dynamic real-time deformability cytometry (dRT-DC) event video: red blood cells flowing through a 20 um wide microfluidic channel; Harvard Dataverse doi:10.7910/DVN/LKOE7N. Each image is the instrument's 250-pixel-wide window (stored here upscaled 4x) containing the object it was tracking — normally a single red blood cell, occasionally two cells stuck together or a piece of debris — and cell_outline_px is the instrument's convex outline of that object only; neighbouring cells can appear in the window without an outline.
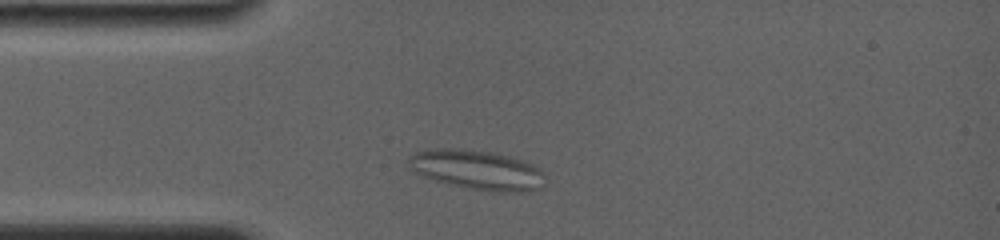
{"species": "common noctule bat (a hibernating species)", "species_latin": "Nyctalus noctula", "temperature_condition": "room temperature", "stored_images_in_passage": 40, "segment_of_instrument_passage": [1, 2], "camera_frame_rate_fps": 4000, "um_per_image_px": 0.085, "animal": {"sex": "female", "body_mass_g": 19.0, "forearm_length_mm": 56.7}, "frame": {"image": 1, "passage_image": 1, "time_ms": 0.0, "image_size_px": [1000, 240], "cell_outline_px": [[544, 176], [540, 188], [528, 192], [500, 192], [472, 188], [436, 180], [416, 172], [408, 168], [408, 156], [416, 152], [436, 148], [460, 148], [488, 152], [512, 156], [540, 168], [544, 172]], "centroid_in_image_um": [40.57, 14.42], "position_along_channel_um": 44.4, "area_um2": 31.15}}
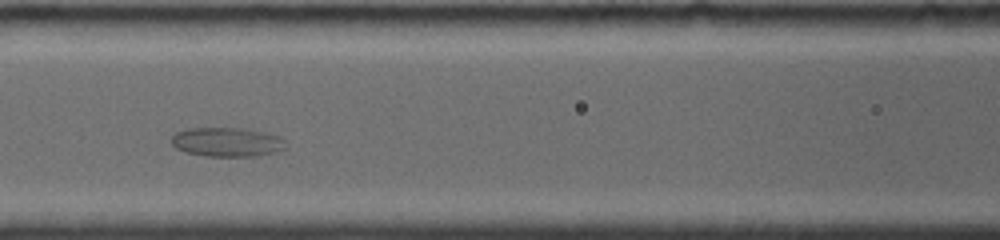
{"frame": {"image": 2, "passage_image": 13, "time_ms": 3.25, "image_size_px": [1000, 240], "cell_outline_px": [[288, 148], [256, 156], [208, 156], [184, 152], [176, 148], [172, 144], [172, 136], [176, 132], [188, 128], [244, 128], [264, 132], [280, 136], [284, 140]], "centroid_in_image_um": [19.3, 12.07], "position_along_channel_um": 147.3, "area_um2": 19.48}}
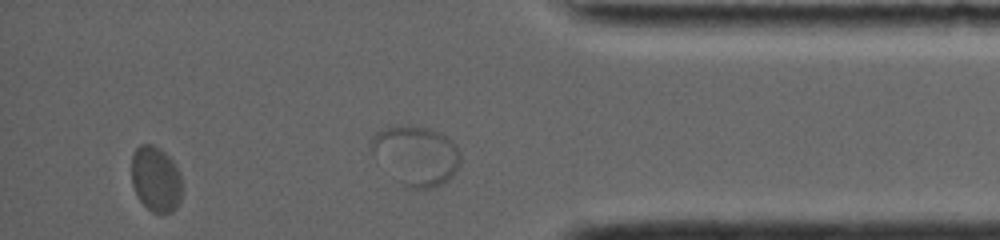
{"frame": {"image": 3, "passage_image": 34, "time_ms": 10.5, "image_size_px": [1000, 240], "cell_outline_px": [[180, 200], [176, 208], [172, 212], [152, 212], [136, 196], [132, 184], [132, 152], [140, 144], [152, 144], [160, 148], [176, 164], [180, 172]], "centroid_in_image_um": [13.22, 15.19], "position_along_channel_um": 422.0, "area_um2": 19.31}}